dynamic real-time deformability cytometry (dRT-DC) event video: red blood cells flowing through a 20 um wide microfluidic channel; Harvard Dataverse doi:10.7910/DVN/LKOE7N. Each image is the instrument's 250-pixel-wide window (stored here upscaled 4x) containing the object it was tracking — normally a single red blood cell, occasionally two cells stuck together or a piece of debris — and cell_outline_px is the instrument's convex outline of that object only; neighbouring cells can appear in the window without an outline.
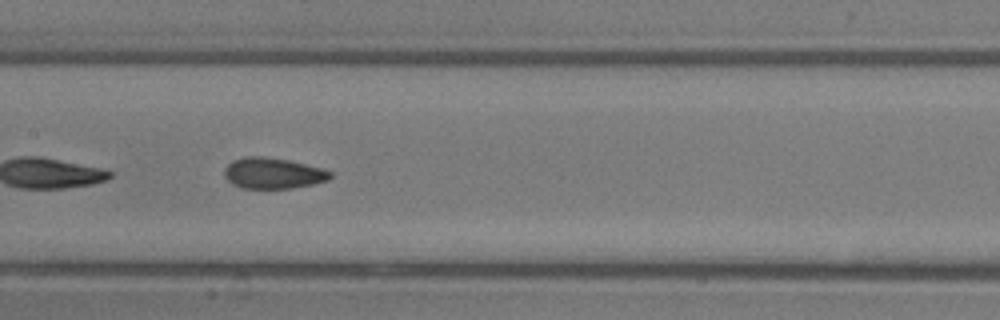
{"species": "common noctule bat (a hibernating species)", "species_latin": "Nyctalus noctula", "temperature_condition": "room temperature", "stored_images_in_passage": 35, "segment_of_instrument_passage": [2, 2], "camera_frame_rate_fps": 3000, "um_per_image_px": 0.085, "animal": {"sex": "male", "body_mass_g": 13.3}, "frame": {"image": 1, "passage_image": 23, "time_ms": 7.333, "image_size_px": [1000, 320], "cell_outline_px": [[332, 176], [328, 180], [312, 184], [292, 188], [240, 188], [232, 184], [224, 176], [224, 168], [232, 160], [244, 156], [260, 156], [288, 160], [320, 168], [332, 172]], "centroid_in_image_um": [23.16, 14.72], "position_along_channel_um": 184.2, "area_um2": 19.02}}
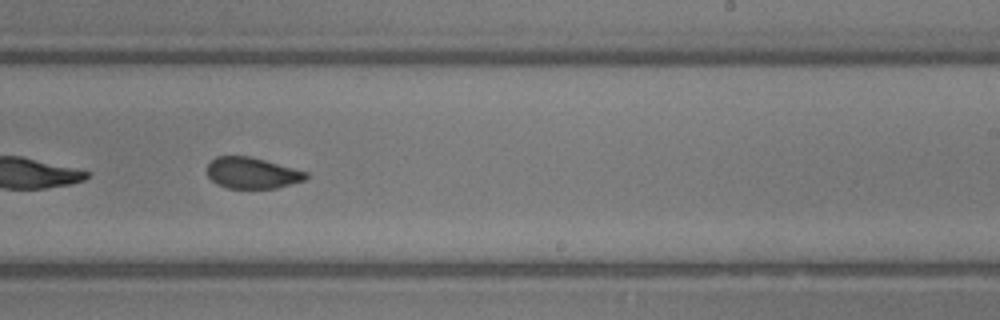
{"frame": {"image": 2, "passage_image": 29, "time_ms": 9.333, "image_size_px": [1000, 320], "cell_outline_px": [[308, 180], [276, 188], [228, 188], [216, 184], [208, 176], [208, 164], [216, 156], [248, 156], [264, 160], [308, 172]], "centroid_in_image_um": [21.45, 14.71], "position_along_channel_um": 267.5, "area_um2": 17.92}}